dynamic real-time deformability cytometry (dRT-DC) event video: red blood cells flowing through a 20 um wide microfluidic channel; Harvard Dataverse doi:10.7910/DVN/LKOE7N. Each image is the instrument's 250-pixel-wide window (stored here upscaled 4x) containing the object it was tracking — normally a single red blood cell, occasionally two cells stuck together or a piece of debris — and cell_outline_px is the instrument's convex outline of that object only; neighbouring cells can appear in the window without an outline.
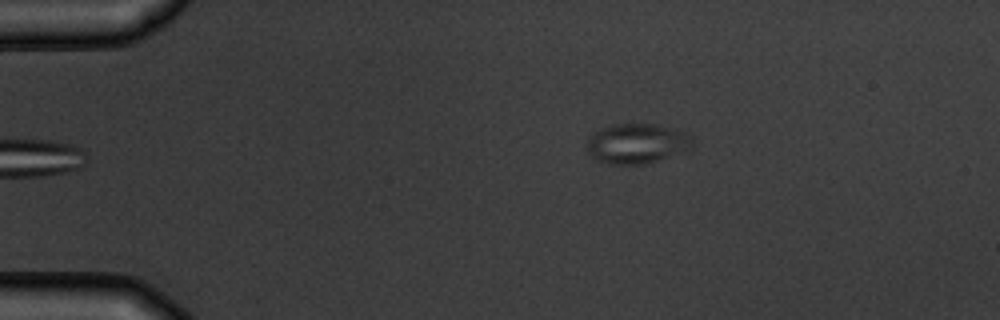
{"species": "common noctule bat (a hibernating species)", "species_latin": "Nyctalus noctula", "temperature_condition": "warm", "stored_images_in_passage": 4, "camera_frame_rate_fps": 3000, "um_per_image_px": 0.085, "animal": {"sex": "male", "body_mass_g": 19.5, "forearm_length_mm": 54.6}, "frame": {"image": 1, "passage_image": 4, "time_ms": 4.333, "image_size_px": [1000, 320], "cell_outline_px": [[692, 148], [688, 152], [648, 164], [608, 164], [596, 160], [588, 152], [588, 136], [592, 132], [600, 128], [612, 124], [656, 124], [680, 132], [688, 136], [692, 144]], "centroid_in_image_um": [54.11, 12.23], "position_along_channel_um": 30.9, "area_um2": 24.74}}